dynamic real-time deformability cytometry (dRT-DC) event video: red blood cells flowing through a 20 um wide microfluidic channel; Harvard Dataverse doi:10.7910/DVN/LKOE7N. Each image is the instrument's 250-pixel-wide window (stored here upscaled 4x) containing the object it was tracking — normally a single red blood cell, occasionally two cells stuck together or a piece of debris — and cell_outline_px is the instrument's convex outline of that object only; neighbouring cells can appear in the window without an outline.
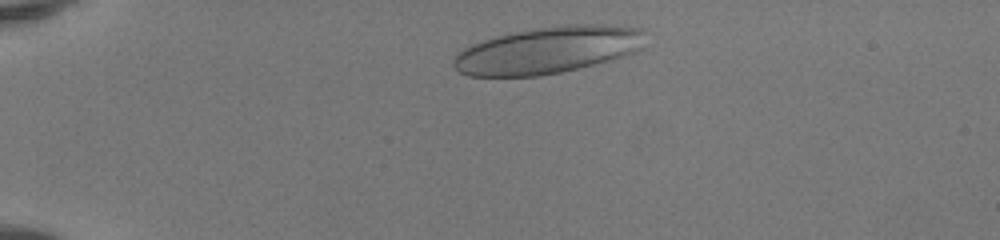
{"species": "human", "species_latin": "Homo sapiens", "temperature_condition": "room temperature", "stored_images_in_passage": 35, "camera_frame_rate_fps": 3000, "um_per_image_px": 0.085, "donor": {"sex": "female"}, "frame": {"image": 1, "passage_image": 1, "time_ms": 0.0, "image_size_px": [1000, 240], "cell_outline_px": [[644, 32], [640, 48], [636, 52], [612, 60], [580, 68], [540, 76], [468, 76], [460, 72], [452, 64], [452, 60], [464, 48], [472, 44], [496, 36], [516, 32], [540, 28], [568, 24], [604, 24], [644, 28]], "centroid_in_image_um": [46.6, 4.26], "position_along_channel_um": 38.4, "area_um2": 52.25}}
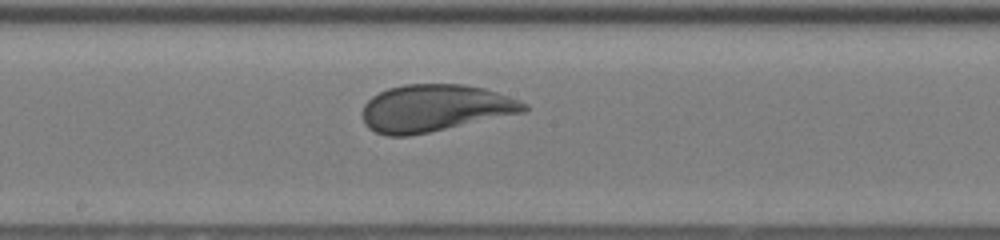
{"frame": {"image": 2, "passage_image": 18, "time_ms": 5.667, "image_size_px": [1000, 240], "cell_outline_px": [[528, 108], [524, 112], [428, 132], [408, 136], [388, 136], [376, 132], [368, 128], [364, 124], [364, 104], [372, 96], [388, 88], [404, 84], [464, 84], [484, 88], [520, 100], [528, 104]], "centroid_in_image_um": [36.96, 9.18], "position_along_channel_um": 211.2, "area_um2": 44.04}}
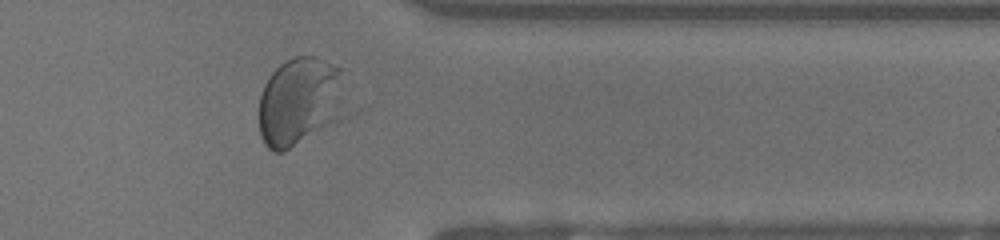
{"frame": {"image": 3, "passage_image": 31, "time_ms": 10.0, "image_size_px": [1000, 240], "cell_outline_px": [[364, 108], [360, 112], [284, 152], [272, 152], [264, 144], [260, 136], [256, 116], [260, 92], [264, 84], [272, 72], [280, 64], [296, 56], [316, 56], [344, 68]], "centroid_in_image_um": [25.84, 8.65], "position_along_channel_um": 385.6, "area_um2": 50.81}, "authors_computed_cell_mechanics": {"area_um2": 44.4482, "velocity_mm_per_s": 4.1107, "shape_relaxation_time_tau1_ms": 3.0611, "shape_relaxation_time_tau2_ms": null, "deformation_change_tau1": 0.1447, "deformation_change_tau2": null}}